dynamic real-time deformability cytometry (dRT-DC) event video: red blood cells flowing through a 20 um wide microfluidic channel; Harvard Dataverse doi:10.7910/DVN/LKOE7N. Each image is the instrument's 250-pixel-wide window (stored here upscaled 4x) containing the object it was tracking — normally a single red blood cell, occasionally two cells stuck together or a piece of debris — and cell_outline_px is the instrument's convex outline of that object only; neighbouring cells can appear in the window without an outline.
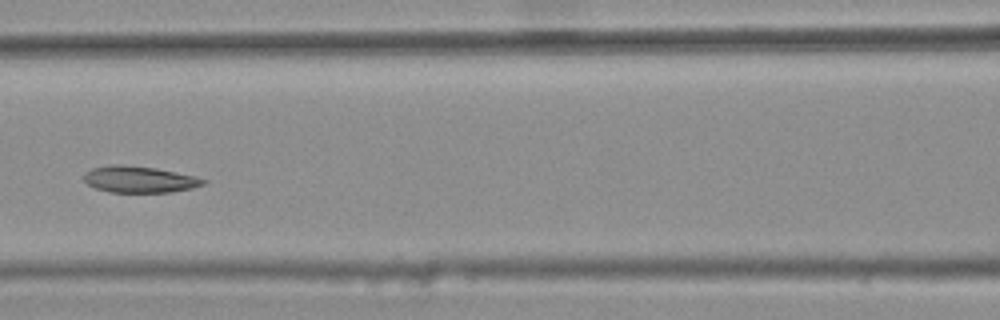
{"species": "common noctule bat (a hibernating species)", "species_latin": "Nyctalus noctula", "temperature_condition": "warm", "stored_images_in_passage": 9, "camera_frame_rate_fps": 3000, "um_per_image_px": 0.085, "animal": {"sex": "female", "body_mass_g": 25.1}, "frame": {"image": 1, "passage_image": 6, "time_ms": 1.667, "image_size_px": [1000, 320], "cell_outline_px": [[208, 180], [204, 184], [192, 188], [172, 192], [108, 192], [96, 188], [88, 184], [84, 180], [84, 172], [92, 168], [112, 164], [120, 164], [156, 168], [196, 176]], "centroid_in_image_um": [11.85, 15.24], "position_along_channel_um": 154.8, "area_um2": 18.5}}
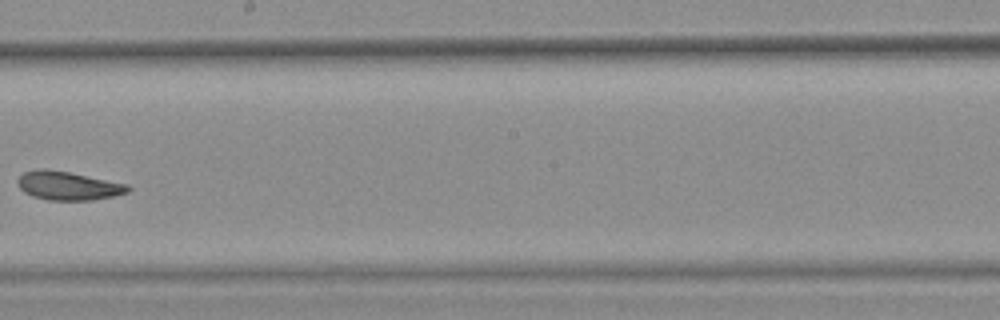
{"frame": {"image": 2, "passage_image": 8, "time_ms": 2.333, "image_size_px": [1000, 320], "cell_outline_px": [[132, 188], [128, 192], [116, 196], [92, 200], [48, 200], [32, 196], [24, 192], [20, 188], [16, 180], [24, 172], [40, 168], [48, 168], [128, 184]], "centroid_in_image_um": [5.8, 15.79], "position_along_channel_um": 242.4, "area_um2": 18.5}}
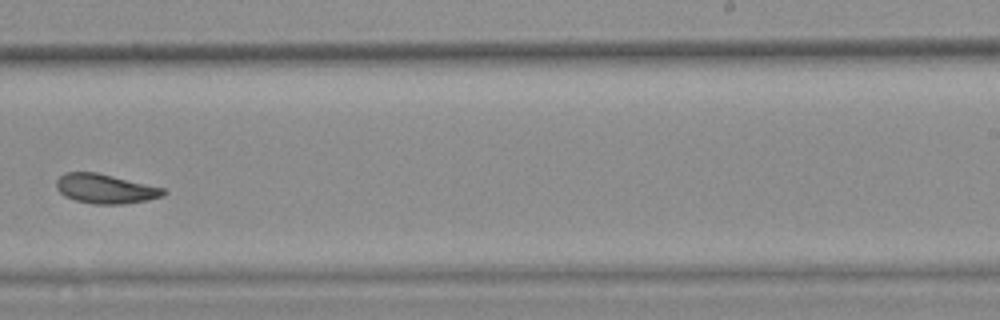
{"frame": {"image": 3, "passage_image": 9, "time_ms": 2.667, "image_size_px": [1000, 320], "cell_outline_px": [[168, 192], [164, 196], [148, 200], [124, 204], [92, 204], [76, 200], [64, 196], [56, 188], [56, 180], [64, 172], [96, 172], [168, 188]], "centroid_in_image_um": [9.01, 16.04], "position_along_channel_um": 280.0, "area_um2": 18.73}}